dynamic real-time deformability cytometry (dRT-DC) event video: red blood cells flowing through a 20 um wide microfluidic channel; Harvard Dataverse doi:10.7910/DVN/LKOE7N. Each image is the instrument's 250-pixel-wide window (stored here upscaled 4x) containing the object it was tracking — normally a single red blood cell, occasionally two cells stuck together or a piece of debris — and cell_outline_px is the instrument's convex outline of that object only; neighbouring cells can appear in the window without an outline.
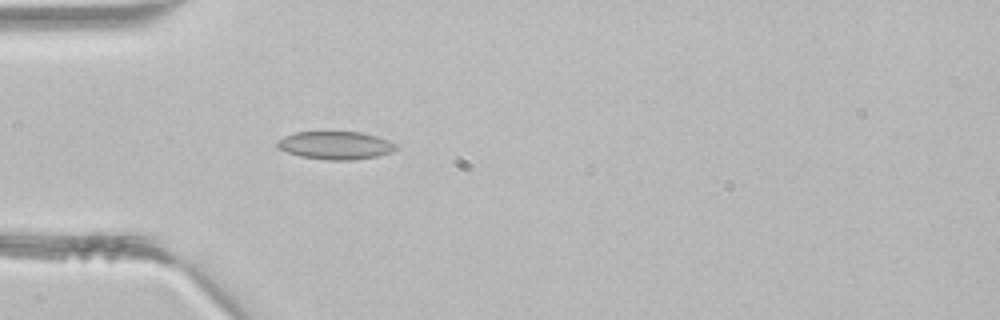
{"species": "common noctule bat (a hibernating species)", "species_latin": "Nyctalus noctula", "temperature_condition": "room temperature", "stored_images_in_passage": 4, "camera_frame_rate_fps": 3000, "um_per_image_px": 0.085, "animal": {"sex": "male", "body_mass_g": 21.5, "forearm_length_mm": 52.0}, "frame": {"image": 1, "passage_image": 4, "time_ms": 1.0, "image_size_px": [1000, 320], "cell_outline_px": [[396, 148], [392, 152], [376, 156], [348, 160], [328, 160], [300, 156], [288, 152], [280, 148], [276, 144], [276, 140], [284, 136], [296, 132], [360, 132], [376, 136], [388, 140], [396, 144]], "centroid_in_image_um": [28.5, 12.35], "position_along_channel_um": 56.5, "area_um2": 19.13}}